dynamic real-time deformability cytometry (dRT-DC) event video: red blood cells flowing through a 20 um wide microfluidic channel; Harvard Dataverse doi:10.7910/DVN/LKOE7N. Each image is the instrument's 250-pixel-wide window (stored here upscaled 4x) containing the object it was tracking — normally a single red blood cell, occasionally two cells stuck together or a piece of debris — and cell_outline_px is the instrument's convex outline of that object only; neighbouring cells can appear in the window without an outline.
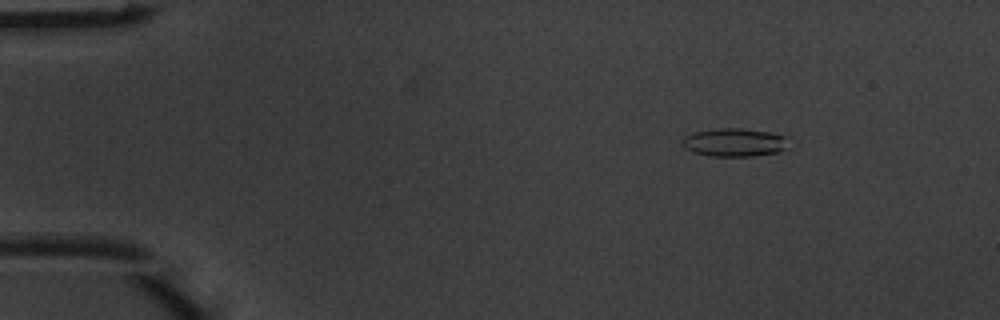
{"species": "common noctule bat (a hibernating species)", "species_latin": "Nyctalus noctula", "temperature_condition": "warm", "stored_images_in_passage": 5, "camera_frame_rate_fps": 3000, "um_per_image_px": 0.085, "animal": {"sex": "male", "body_mass_g": 20.1, "forearm_length_mm": 53.5}, "frame": {"image": 1, "passage_image": 2, "time_ms": 0.333, "image_size_px": [1000, 320], "cell_outline_px": [[788, 136], [784, 148], [780, 152], [752, 156], [712, 156], [692, 152], [684, 148], [680, 144], [684, 136], [692, 132], [716, 128], [740, 128], [768, 132]], "centroid_in_image_um": [62.36, 12.1], "position_along_channel_um": 22.6, "area_um2": 17.63}}